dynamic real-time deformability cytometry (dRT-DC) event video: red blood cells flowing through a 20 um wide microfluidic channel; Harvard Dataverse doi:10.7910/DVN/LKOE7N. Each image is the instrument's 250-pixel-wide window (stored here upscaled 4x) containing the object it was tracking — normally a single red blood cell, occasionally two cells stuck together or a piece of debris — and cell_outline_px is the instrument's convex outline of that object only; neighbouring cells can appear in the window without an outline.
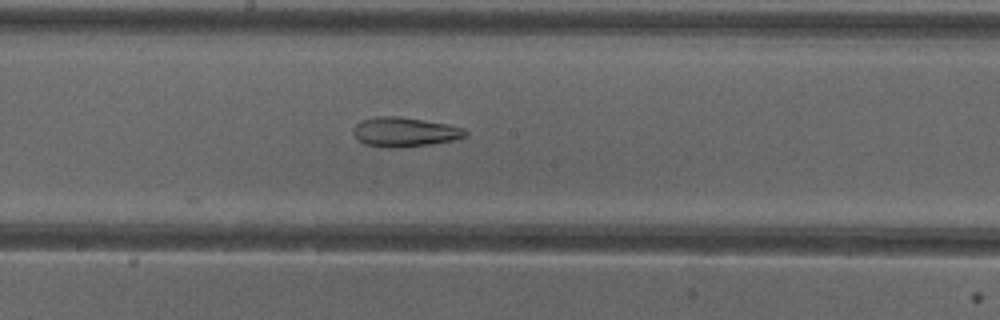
{"species": "common noctule bat (a hibernating species)", "species_latin": "Nyctalus noctula", "temperature_condition": "cold", "stored_images_in_passage": 18, "camera_frame_rate_fps": 3000, "um_per_image_px": 0.085, "animal": {"sex": "female"}, "frame": {"image": 1, "passage_image": 18, "time_ms": 5.667, "image_size_px": [1000, 320], "cell_outline_px": [[468, 136], [456, 140], [432, 144], [396, 148], [388, 148], [364, 144], [352, 132], [352, 128], [360, 120], [376, 116], [396, 116], [424, 120], [464, 128], [468, 132]], "centroid_in_image_um": [34.4, 11.22], "position_along_channel_um": 213.8, "area_um2": 19.36}}